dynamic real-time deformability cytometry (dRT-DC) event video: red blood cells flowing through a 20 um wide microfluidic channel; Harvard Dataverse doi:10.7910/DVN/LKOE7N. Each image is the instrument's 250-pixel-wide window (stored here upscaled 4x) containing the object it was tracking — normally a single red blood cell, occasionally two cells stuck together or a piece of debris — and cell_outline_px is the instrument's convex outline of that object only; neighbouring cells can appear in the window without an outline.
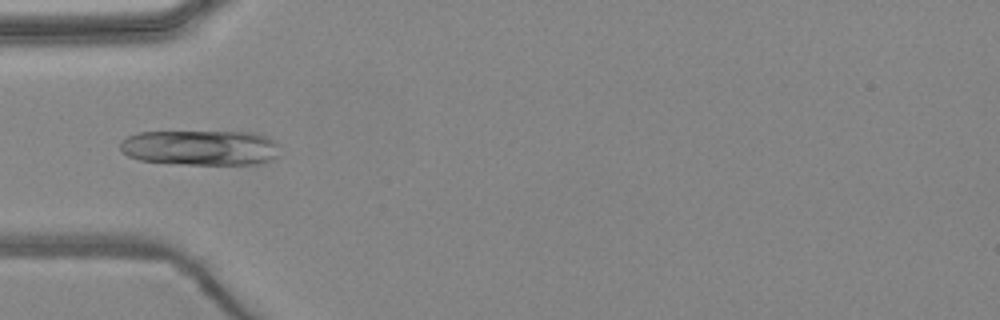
{"species": "common noctule bat (a hibernating species)", "species_latin": "Nyctalus noctula", "temperature_condition": "warm", "stored_images_in_passage": 5, "camera_frame_rate_fps": 3000, "um_per_image_px": 0.085, "animal": {"sex": "female", "body_mass_g": 24.6, "forearm_length_mm": 56.2}, "frame": {"image": 1, "passage_image": 5, "time_ms": 4.667, "image_size_px": [1000, 320], "cell_outline_px": [[280, 156], [264, 164], [184, 164], [140, 160], [128, 156], [120, 148], [120, 140], [136, 132], [252, 132], [268, 136], [280, 144]], "centroid_in_image_um": [17.13, 12.55], "position_along_channel_um": 67.9, "area_um2": 33.29}}